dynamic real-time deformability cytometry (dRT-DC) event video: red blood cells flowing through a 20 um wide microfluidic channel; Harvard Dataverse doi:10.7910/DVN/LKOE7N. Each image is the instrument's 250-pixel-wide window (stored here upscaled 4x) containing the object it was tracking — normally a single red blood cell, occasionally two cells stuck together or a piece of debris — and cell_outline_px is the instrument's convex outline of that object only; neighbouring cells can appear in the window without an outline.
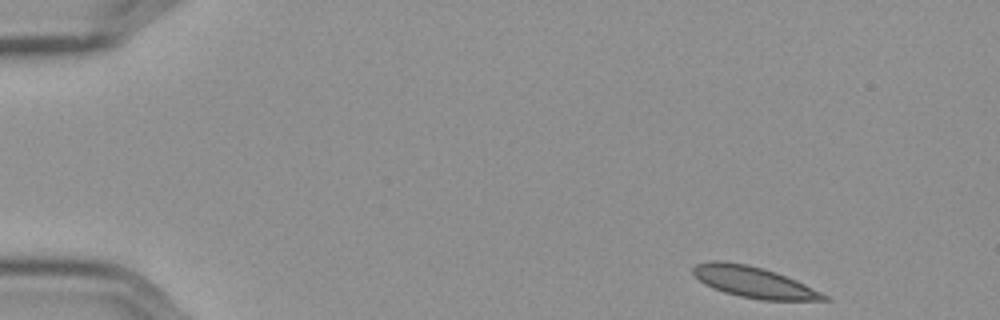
{"species": "Egyptian fruit bat (a non-hibernating species)", "species_latin": "Rousettus aegyptiacus", "temperature_condition": "cold", "stored_images_in_passage": 52, "camera_frame_rate_fps": 3000, "um_per_image_px": 0.085, "frame": {"image": 1, "passage_image": 1, "time_ms": 0.0, "image_size_px": [1000, 320], "cell_outline_px": [[832, 300], [760, 300], [740, 296], [724, 292], [712, 288], [704, 284], [692, 272], [692, 268], [696, 264], [708, 260], [720, 260], [744, 264], [764, 268], [776, 272], [796, 280], [828, 296]], "centroid_in_image_um": [64.03, 23.97], "position_along_channel_um": 21.0, "area_um2": 23.58}}
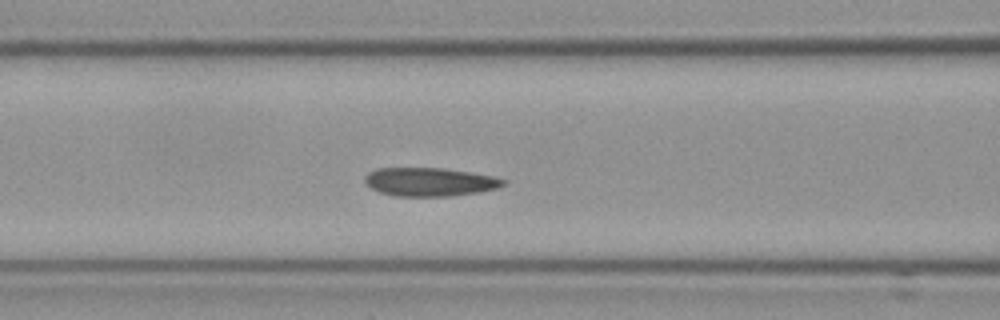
{"frame": {"image": 2, "passage_image": 19, "time_ms": 6.0, "image_size_px": [1000, 320], "cell_outline_px": [[508, 184], [496, 188], [476, 192], [448, 196], [396, 196], [380, 192], [372, 188], [364, 180], [364, 176], [368, 172], [376, 168], [444, 168], [496, 176], [508, 180]], "centroid_in_image_um": [36.56, 15.45], "position_along_channel_um": 130.0, "area_um2": 23.06}}
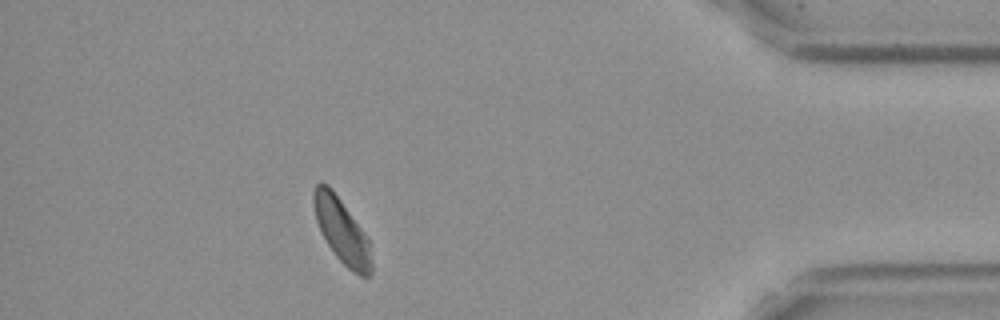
{"frame": {"image": 3, "passage_image": 46, "time_ms": 15.0, "image_size_px": [1000, 320], "cell_outline_px": [[372, 272], [368, 276], [360, 276], [352, 272], [336, 256], [328, 244], [316, 220], [312, 200], [312, 192], [316, 184], [320, 180], [328, 184], [332, 188], [368, 236], [372, 264]], "centroid_in_image_um": [29.05, 19.57], "position_along_channel_um": 406.1, "area_um2": 21.91}}